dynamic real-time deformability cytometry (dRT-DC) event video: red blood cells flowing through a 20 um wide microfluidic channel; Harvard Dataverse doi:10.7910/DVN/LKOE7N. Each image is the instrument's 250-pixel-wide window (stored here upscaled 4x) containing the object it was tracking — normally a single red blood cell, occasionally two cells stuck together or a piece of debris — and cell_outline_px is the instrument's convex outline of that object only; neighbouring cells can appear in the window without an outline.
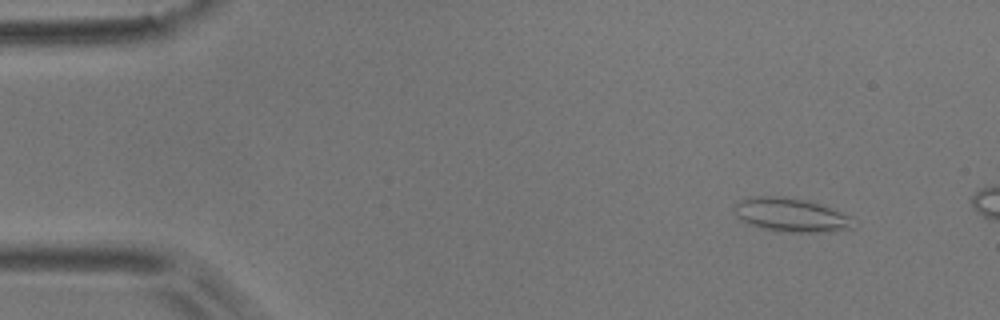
{"species": "common noctule bat (a hibernating species)", "species_latin": "Nyctalus noctula", "temperature_condition": "room temperature", "stored_images_in_passage": 6, "camera_frame_rate_fps": 3000, "um_per_image_px": 0.085, "animal": {"sex": "male", "body_mass_g": 17.9}, "frame": {"image": 1, "passage_image": 2, "time_ms": 0.333, "image_size_px": [1000, 320], "cell_outline_px": [[852, 228], [832, 232], [776, 232], [748, 224], [736, 216], [732, 208], [736, 200], [756, 196], [784, 196], [804, 200], [852, 216]], "centroid_in_image_um": [67.15, 18.28], "position_along_channel_um": 17.8, "area_um2": 23.52}}